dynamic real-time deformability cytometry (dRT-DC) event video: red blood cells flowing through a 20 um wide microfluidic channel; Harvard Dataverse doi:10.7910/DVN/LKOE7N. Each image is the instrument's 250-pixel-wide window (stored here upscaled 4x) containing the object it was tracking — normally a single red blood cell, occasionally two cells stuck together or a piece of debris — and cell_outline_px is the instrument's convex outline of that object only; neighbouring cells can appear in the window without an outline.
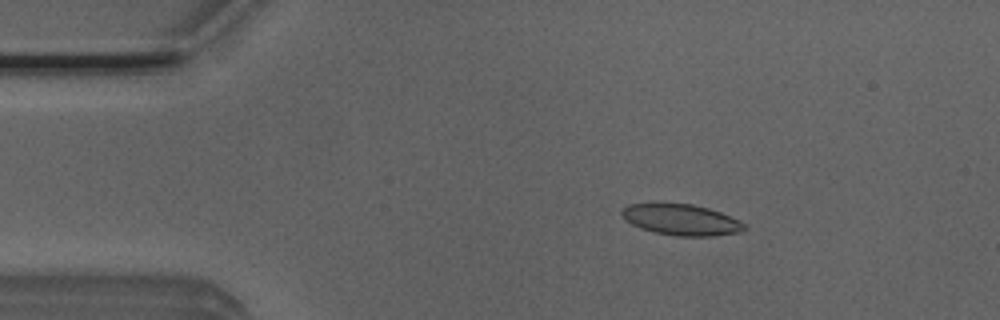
{"species": "Egyptian fruit bat (a non-hibernating species)", "species_latin": "Rousettus aegyptiacus", "temperature_condition": "room temperature", "stored_images_in_passage": 4, "camera_frame_rate_fps": 3000, "um_per_image_px": 0.085, "animal": {"sex": "male"}, "frame": {"image": 1, "passage_image": 3, "time_ms": 0.667, "image_size_px": [1000, 320], "cell_outline_px": [[748, 228], [740, 232], [712, 236], [676, 236], [652, 232], [640, 228], [632, 224], [620, 212], [628, 204], [692, 204], [708, 208], [720, 212], [744, 224]], "centroid_in_image_um": [57.91, 18.69], "position_along_channel_um": 27.1, "area_um2": 21.79}}